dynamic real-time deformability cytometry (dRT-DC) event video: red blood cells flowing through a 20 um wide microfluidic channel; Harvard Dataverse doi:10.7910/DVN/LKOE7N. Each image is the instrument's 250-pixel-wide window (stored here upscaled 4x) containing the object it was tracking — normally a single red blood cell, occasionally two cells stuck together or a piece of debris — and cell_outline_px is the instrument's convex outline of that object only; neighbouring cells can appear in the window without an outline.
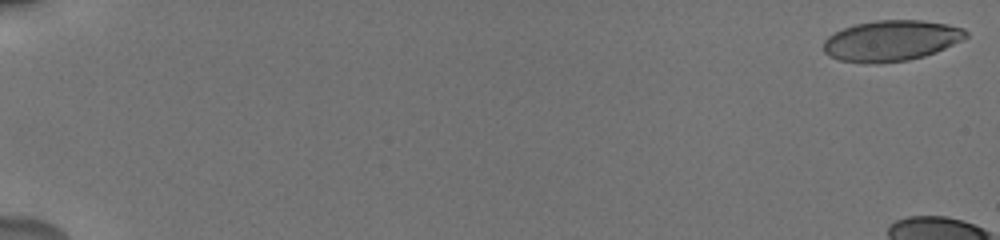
{"species": "human", "species_latin": "Homo sapiens", "temperature_condition": "cold", "stored_images_in_passage": 7, "camera_frame_rate_fps": 3000, "um_per_image_px": 0.085, "donor": {"sex": "male"}, "frame": {"image": 1, "passage_image": 1, "time_ms": 0.0, "image_size_px": [1000, 240], "cell_outline_px": [[968, 36], [936, 52], [924, 56], [908, 60], [840, 60], [828, 56], [824, 52], [824, 40], [828, 36], [844, 28], [856, 24], [876, 20], [924, 20], [948, 24], [964, 28], [968, 32]], "centroid_in_image_um": [75.8, 3.4], "position_along_channel_um": 9.2, "area_um2": 32.77}}